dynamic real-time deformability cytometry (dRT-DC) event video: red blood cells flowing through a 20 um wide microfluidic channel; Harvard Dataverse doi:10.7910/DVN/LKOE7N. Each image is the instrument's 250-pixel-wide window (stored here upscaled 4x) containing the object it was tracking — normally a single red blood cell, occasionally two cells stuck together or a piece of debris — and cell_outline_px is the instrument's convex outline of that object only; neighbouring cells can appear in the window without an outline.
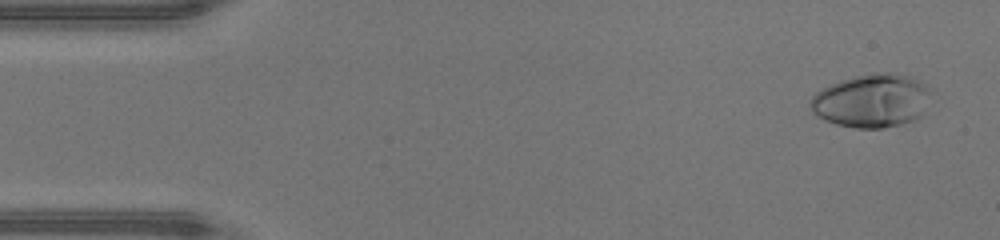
{"species": "human", "species_latin": "Homo sapiens", "temperature_condition": "warm", "stored_images_in_passage": 47, "camera_frame_rate_fps": 3000, "um_per_image_px": 0.085, "donor": {"sex": "male"}, "frame": {"image": 1, "passage_image": 2, "time_ms": 0.333, "image_size_px": [1000, 240], "cell_outline_px": [[928, 92], [920, 116], [916, 120], [884, 128], [856, 128], [836, 124], [816, 116], [812, 112], [808, 100], [816, 92], [840, 80], [856, 76], [876, 72], [892, 72], [908, 76], [928, 84]], "centroid_in_image_um": [74.05, 8.56], "position_along_channel_um": 11.0, "area_um2": 37.28}}
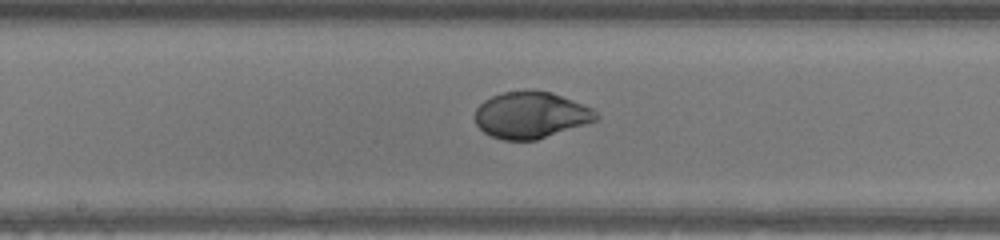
{"frame": {"image": 2, "passage_image": 24, "time_ms": 7.667, "image_size_px": [1000, 240], "cell_outline_px": [[600, 116], [596, 120], [536, 140], [504, 140], [492, 136], [484, 132], [476, 124], [476, 108], [484, 100], [492, 96], [504, 92], [528, 88], [552, 92], [592, 108]], "centroid_in_image_um": [45.11, 9.75], "position_along_channel_um": 203.1, "area_um2": 32.83}}
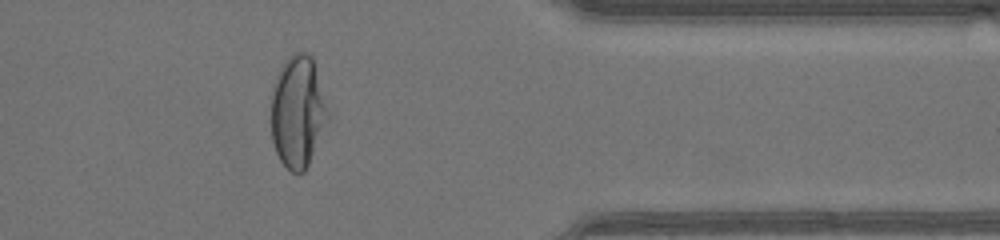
{"frame": {"image": 3, "passage_image": 38, "time_ms": 12.333, "image_size_px": [1000, 240], "cell_outline_px": [[328, 120], [308, 164], [304, 172], [292, 172], [280, 160], [276, 152], [272, 140], [272, 88], [276, 76], [284, 60], [292, 52], [308, 52], [312, 56], [328, 112]], "centroid_in_image_um": [25.29, 9.46], "position_along_channel_um": 386.1, "area_um2": 36.59}, "authors_computed_cell_mechanics": {"area_um2": 34.391, "velocity_mm_per_s": 4.3485, "shape_relaxation_time_tau1_ms": 4.1971, "shape_relaxation_time_tau2_ms": null, "deformation_change_tau1": 0.248, "deformation_change_tau2": null}}